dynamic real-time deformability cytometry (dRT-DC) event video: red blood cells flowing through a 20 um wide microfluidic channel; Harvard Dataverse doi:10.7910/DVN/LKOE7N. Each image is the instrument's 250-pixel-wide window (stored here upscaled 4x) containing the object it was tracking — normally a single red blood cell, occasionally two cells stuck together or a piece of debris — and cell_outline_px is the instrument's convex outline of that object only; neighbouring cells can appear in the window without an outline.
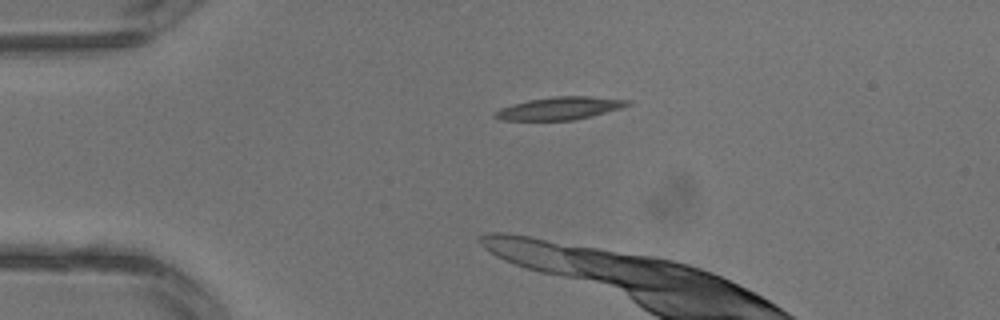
{"species": "common noctule bat (a hibernating species)", "species_latin": "Nyctalus noctula", "temperature_condition": "warm", "stored_images_in_passage": 2, "camera_frame_rate_fps": 3000, "um_per_image_px": 0.085, "animal": {"sex": "male", "body_mass_g": 13.3}, "frame": {"image": 1, "passage_image": 1, "time_ms": 0.0, "image_size_px": [1000, 320], "cell_outline_px": [[632, 104], [620, 108], [592, 116], [576, 120], [500, 120], [492, 116], [500, 108], [512, 104], [528, 100], [556, 96], [592, 96], [632, 100]], "centroid_in_image_um": [47.61, 9.2], "position_along_channel_um": 37.4, "area_um2": 17.63}}